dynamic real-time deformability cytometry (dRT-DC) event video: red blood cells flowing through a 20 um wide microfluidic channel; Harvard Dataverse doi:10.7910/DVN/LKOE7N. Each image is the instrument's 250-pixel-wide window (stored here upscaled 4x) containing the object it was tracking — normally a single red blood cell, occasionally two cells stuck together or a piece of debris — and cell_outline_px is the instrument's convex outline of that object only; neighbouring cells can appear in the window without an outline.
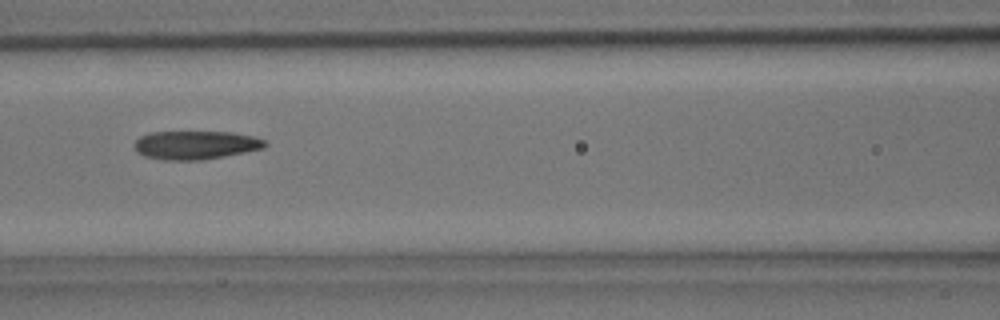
{"species": "common noctule bat (a hibernating species)", "species_latin": "Nyctalus noctula", "temperature_condition": "room temperature", "stored_images_in_passage": 6, "camera_frame_rate_fps": 3000, "um_per_image_px": 0.085, "animal": {"sex": "male", "body_mass_g": 15.6}, "frame": {"image": 1, "passage_image": 6, "time_ms": 1.667, "image_size_px": [1000, 320], "cell_outline_px": [[268, 144], [264, 148], [224, 156], [200, 160], [164, 160], [144, 156], [136, 152], [136, 140], [140, 136], [152, 132], [232, 132], [252, 136], [268, 140]], "centroid_in_image_um": [16.66, 12.32], "position_along_channel_um": 149.9, "area_um2": 21.68}}